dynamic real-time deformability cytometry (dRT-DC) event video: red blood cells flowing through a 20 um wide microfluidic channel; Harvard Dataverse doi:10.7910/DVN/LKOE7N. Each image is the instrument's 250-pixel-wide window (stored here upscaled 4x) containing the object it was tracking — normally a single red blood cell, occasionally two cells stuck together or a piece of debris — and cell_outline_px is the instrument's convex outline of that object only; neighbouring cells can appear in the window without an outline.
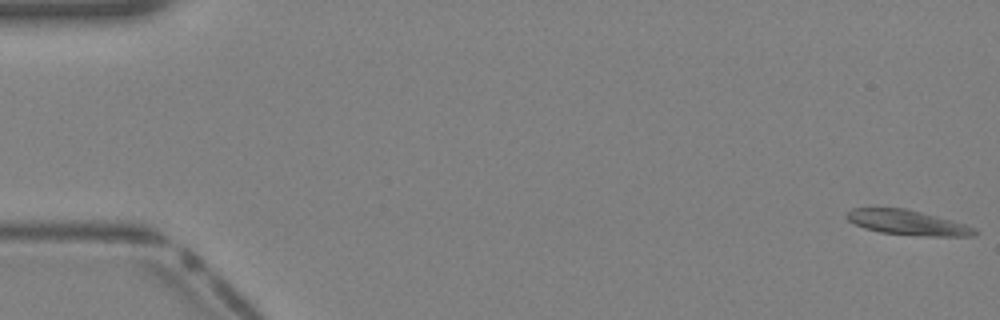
{"species": "Egyptian fruit bat (a non-hibernating species)", "species_latin": "Rousettus aegyptiacus", "temperature_condition": "warm", "stored_images_in_passage": 40, "camera_frame_rate_fps": 3000, "um_per_image_px": 0.085, "animal": {"sex": "female"}, "frame": {"image": 1, "passage_image": 1, "time_ms": 0.0, "image_size_px": [1000, 320], "cell_outline_px": [[980, 232], [976, 236], [924, 236], [880, 232], [864, 228], [848, 220], [844, 216], [852, 208], [904, 208], [920, 212], [964, 224], [976, 228]], "centroid_in_image_um": [77.16, 18.93], "position_along_channel_um": 7.8, "area_um2": 18.38}}
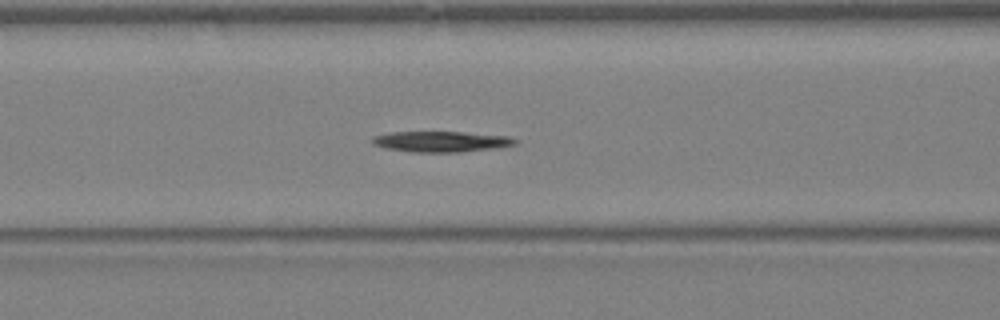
{"frame": {"image": 2, "passage_image": 17, "time_ms": 5.333, "image_size_px": [1000, 320], "cell_outline_px": [[520, 140], [516, 144], [500, 148], [460, 152], [412, 152], [384, 148], [372, 144], [372, 136], [388, 132], [464, 132], [512, 136]], "centroid_in_image_um": [37.55, 12.03], "position_along_channel_um": 129.0, "area_um2": 17.63}}
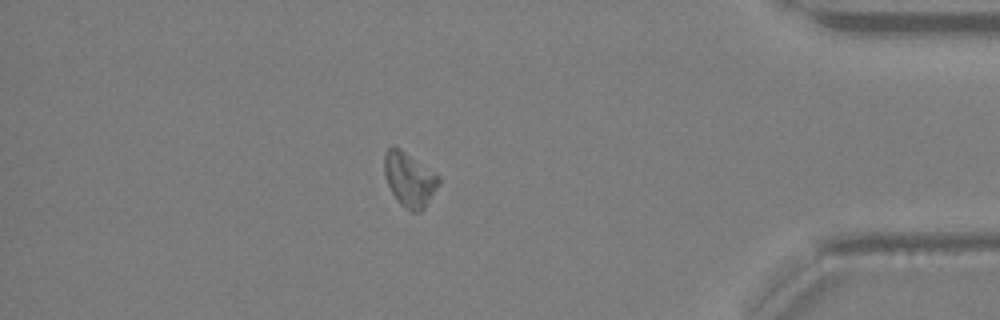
{"frame": {"image": 3, "passage_image": 35, "time_ms": 11.333, "image_size_px": [1000, 320], "cell_outline_px": [[440, 184], [424, 208], [420, 212], [412, 212], [400, 204], [396, 200], [384, 176], [384, 152], [392, 144], [400, 148], [436, 172], [440, 176]], "centroid_in_image_um": [34.8, 15.22], "position_along_channel_um": 400.4, "area_um2": 17.51}}